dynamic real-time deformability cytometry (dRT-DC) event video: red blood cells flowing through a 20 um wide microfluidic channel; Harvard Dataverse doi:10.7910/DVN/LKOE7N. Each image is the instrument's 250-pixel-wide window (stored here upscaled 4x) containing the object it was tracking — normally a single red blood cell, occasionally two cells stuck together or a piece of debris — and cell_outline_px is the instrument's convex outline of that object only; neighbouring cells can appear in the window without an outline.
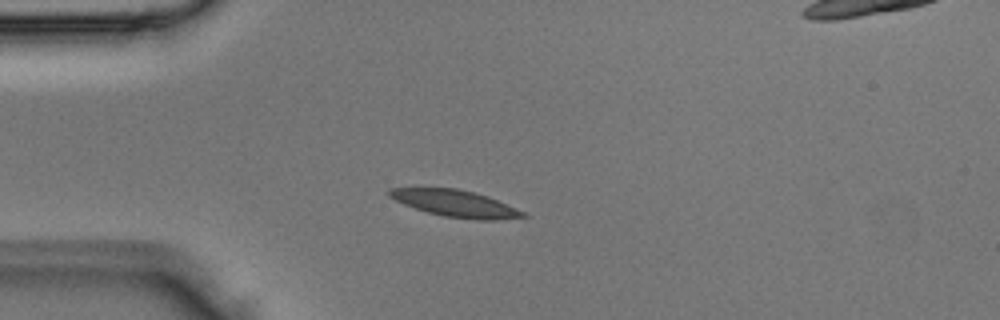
{"species": "Egyptian fruit bat (a non-hibernating species)", "species_latin": "Rousettus aegyptiacus", "temperature_condition": "room temperature", "stored_images_in_passage": 3, "camera_frame_rate_fps": 3000, "um_per_image_px": 0.085, "animal": {"sex": "male"}, "frame": {"image": 1, "passage_image": 2, "time_ms": 0.333, "image_size_px": [1000, 320], "cell_outline_px": [[528, 216], [496, 220], [476, 220], [444, 216], [428, 212], [404, 204], [388, 196], [388, 188], [456, 188], [488, 196], [524, 212]], "centroid_in_image_um": [38.7, 17.29], "position_along_channel_um": 46.3, "area_um2": 20.52}}